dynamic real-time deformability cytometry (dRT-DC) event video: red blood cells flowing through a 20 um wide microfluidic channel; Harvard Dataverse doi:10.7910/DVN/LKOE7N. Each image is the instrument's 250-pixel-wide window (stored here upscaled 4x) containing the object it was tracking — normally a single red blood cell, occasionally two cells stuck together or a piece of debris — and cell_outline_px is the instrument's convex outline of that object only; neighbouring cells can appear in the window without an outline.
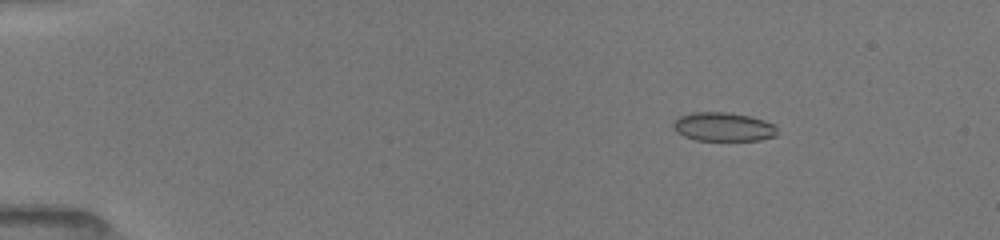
{"species": "common noctule bat (a hibernating species)", "species_latin": "Nyctalus noctula", "temperature_condition": "room temperature", "stored_images_in_passage": 16, "camera_frame_rate_fps": 3000, "um_per_image_px": 0.085, "animal": {"sex": "female", "body_mass_g": 19.5, "forearm_length_mm": 54.1}, "frame": {"image": 1, "passage_image": 4, "time_ms": 2.0, "image_size_px": [1000, 240], "cell_outline_px": [[776, 136], [760, 140], [696, 140], [684, 136], [676, 132], [672, 124], [680, 116], [692, 112], [728, 112], [748, 116], [764, 120], [776, 124]], "centroid_in_image_um": [61.49, 10.78], "position_along_channel_um": 23.5, "area_um2": 17.46}}
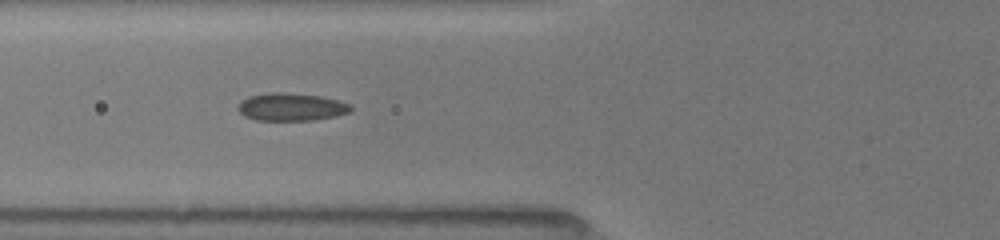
{"frame": {"image": 2, "passage_image": 11, "time_ms": 6.333, "image_size_px": [1000, 240], "cell_outline_px": [[352, 108], [348, 112], [332, 116], [312, 120], [256, 120], [244, 116], [236, 108], [240, 100], [248, 96], [268, 92], [280, 92], [320, 96], [352, 104]], "centroid_in_image_um": [24.68, 9.08], "position_along_channel_um": 101.1, "area_um2": 18.15}}
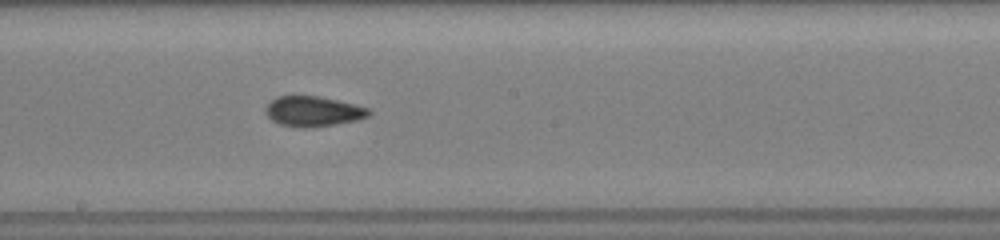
{"frame": {"image": 3, "passage_image": 16, "time_ms": 9.333, "image_size_px": [1000, 240], "cell_outline_px": [[372, 112], [368, 116], [360, 120], [304, 128], [300, 128], [280, 124], [272, 120], [264, 112], [264, 108], [276, 96], [320, 96], [368, 108]], "centroid_in_image_um": [26.59, 9.46], "position_along_channel_um": 221.6, "area_um2": 18.03}}